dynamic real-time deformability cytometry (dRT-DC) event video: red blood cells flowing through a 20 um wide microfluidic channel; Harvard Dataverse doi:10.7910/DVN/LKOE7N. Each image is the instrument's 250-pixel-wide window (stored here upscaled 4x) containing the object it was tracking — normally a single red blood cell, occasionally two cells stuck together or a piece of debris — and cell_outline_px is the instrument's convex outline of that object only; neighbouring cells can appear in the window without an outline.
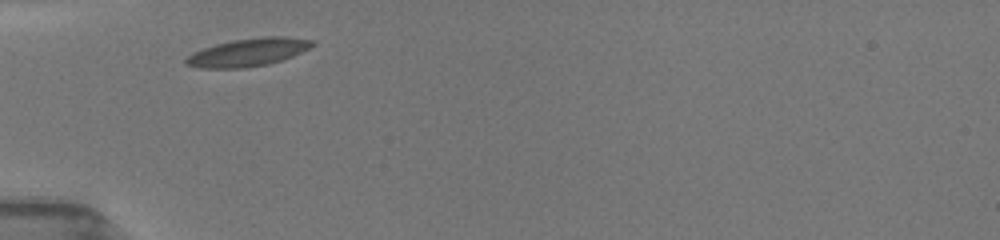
{"species": "common noctule bat (a hibernating species)", "species_latin": "Nyctalus noctula", "temperature_condition": "room temperature", "stored_images_in_passage": 6, "camera_frame_rate_fps": 3000, "um_per_image_px": 0.085, "animal": {"sex": "female", "body_mass_g": 19.5, "forearm_length_mm": 54.1}, "frame": {"image": 1, "passage_image": 1, "time_ms": 0.0, "image_size_px": [1000, 240], "cell_outline_px": [[316, 44], [292, 56], [268, 64], [244, 68], [200, 68], [184, 64], [184, 60], [192, 52], [216, 44], [232, 40], [260, 36], [284, 36], [316, 40]], "centroid_in_image_um": [21.09, 4.43], "position_along_channel_um": 63.9, "area_um2": 20.63}}
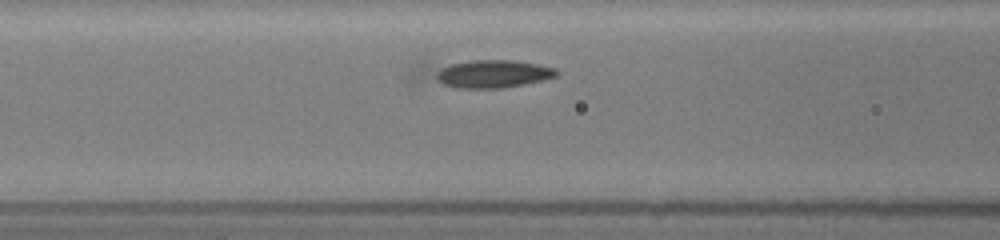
{"frame": {"image": 2, "passage_image": 3, "time_ms": 1.667, "image_size_px": [1000, 240], "cell_outline_px": [[560, 76], [544, 80], [504, 88], [456, 88], [412, 84], [408, 80], [408, 72], [420, 60], [516, 60], [556, 68], [560, 72]], "centroid_in_image_um": [40.69, 6.25], "position_along_channel_um": 125.9, "area_um2": 25.66}}